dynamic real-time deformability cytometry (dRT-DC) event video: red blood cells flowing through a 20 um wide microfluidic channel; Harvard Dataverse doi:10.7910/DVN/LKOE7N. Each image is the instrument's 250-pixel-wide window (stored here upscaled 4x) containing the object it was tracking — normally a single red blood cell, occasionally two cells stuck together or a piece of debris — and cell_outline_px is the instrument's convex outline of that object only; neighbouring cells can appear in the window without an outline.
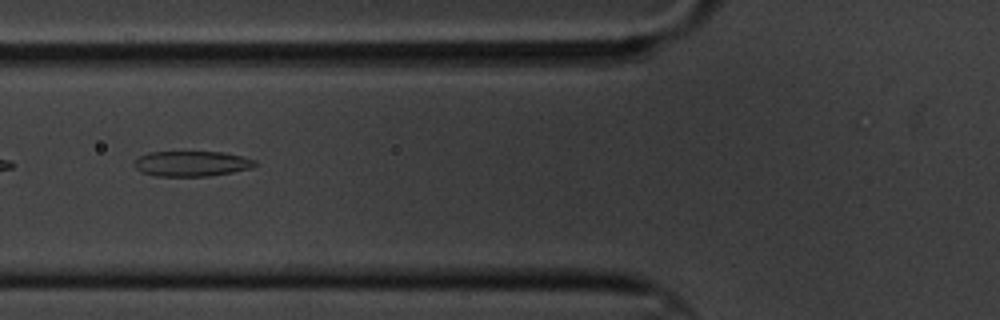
{"species": "common noctule bat (a hibernating species)", "species_latin": "Nyctalus noctula", "temperature_condition": "cold", "stored_images_in_passage": 12, "camera_frame_rate_fps": 3000, "um_per_image_px": 0.085, "animal": {"sex": "male", "body_mass_g": 20.1, "forearm_length_mm": 53.5}, "frame": {"image": 1, "passage_image": 3, "time_ms": 2.333, "image_size_px": [1000, 320], "cell_outline_px": [[256, 164], [252, 168], [232, 172], [208, 176], [156, 176], [140, 172], [132, 164], [140, 156], [148, 152], [224, 152], [244, 156], [256, 160]], "centroid_in_image_um": [16.3, 13.91], "position_along_channel_um": 109.5, "area_um2": 17.92}}
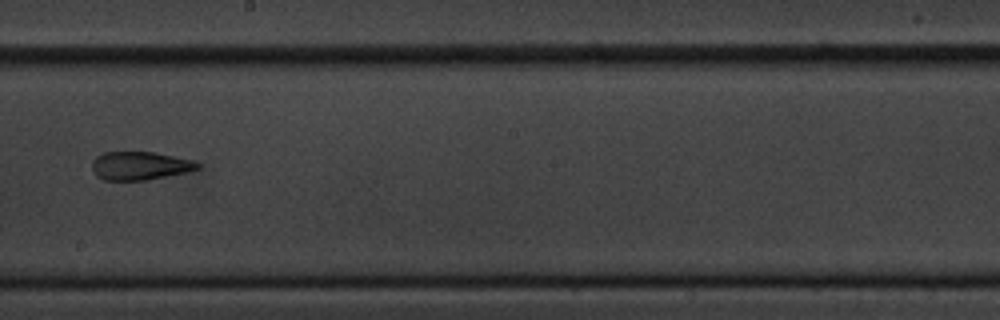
{"frame": {"image": 2, "passage_image": 6, "time_ms": 6.0, "image_size_px": [1000, 320], "cell_outline_px": [[200, 168], [184, 172], [148, 180], [104, 180], [96, 176], [92, 168], [92, 160], [96, 156], [104, 152], [152, 152], [192, 160], [200, 164]], "centroid_in_image_um": [11.84, 14.09], "position_along_channel_um": 236.4, "area_um2": 17.28}}
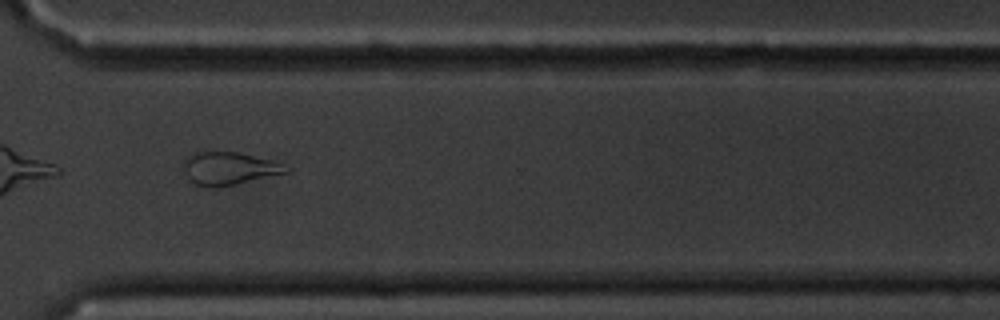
{"frame": {"image": 3, "passage_image": 9, "time_ms": 9.333, "image_size_px": [1000, 320], "cell_outline_px": [[292, 168], [288, 172], [216, 188], [208, 188], [196, 184], [188, 180], [180, 168], [184, 160], [192, 152], [204, 148], [236, 152], [268, 160]], "centroid_in_image_um": [19.3, 14.28], "position_along_channel_um": 351.3, "area_um2": 20.17}, "authors_computed_cell_mechanics": {"area_um2": 19.074, "velocity_mm_per_s": 3.4672, "shape_relaxation_time_tau1_ms": null, "shape_relaxation_time_tau2_ms": 2.7039, "deformation_change_tau1": null, "deformation_change_tau2": 0.11}}